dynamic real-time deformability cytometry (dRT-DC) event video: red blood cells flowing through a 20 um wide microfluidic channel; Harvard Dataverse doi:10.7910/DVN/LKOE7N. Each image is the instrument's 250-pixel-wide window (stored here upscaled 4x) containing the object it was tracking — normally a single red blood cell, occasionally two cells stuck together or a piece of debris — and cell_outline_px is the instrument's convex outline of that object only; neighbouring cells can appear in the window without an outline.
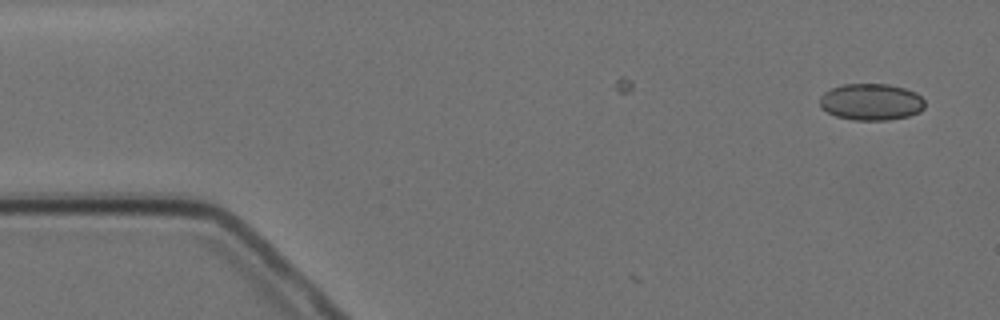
{"species": "Egyptian fruit bat (a non-hibernating species)", "species_latin": "Rousettus aegyptiacus", "temperature_condition": "cold", "stored_images_in_passage": 2, "camera_frame_rate_fps": 3000, "um_per_image_px": 0.085, "animal": {"sex": "female"}, "frame": {"image": 1, "passage_image": 2, "time_ms": 1.0, "image_size_px": [1000, 320], "cell_outline_px": [[924, 108], [920, 112], [908, 116], [888, 120], [852, 120], [836, 116], [820, 108], [820, 96], [824, 92], [832, 88], [844, 84], [888, 84], [904, 88], [916, 92], [924, 100]], "centroid_in_image_um": [74.05, 8.67], "position_along_channel_um": 11.0, "area_um2": 22.54}}